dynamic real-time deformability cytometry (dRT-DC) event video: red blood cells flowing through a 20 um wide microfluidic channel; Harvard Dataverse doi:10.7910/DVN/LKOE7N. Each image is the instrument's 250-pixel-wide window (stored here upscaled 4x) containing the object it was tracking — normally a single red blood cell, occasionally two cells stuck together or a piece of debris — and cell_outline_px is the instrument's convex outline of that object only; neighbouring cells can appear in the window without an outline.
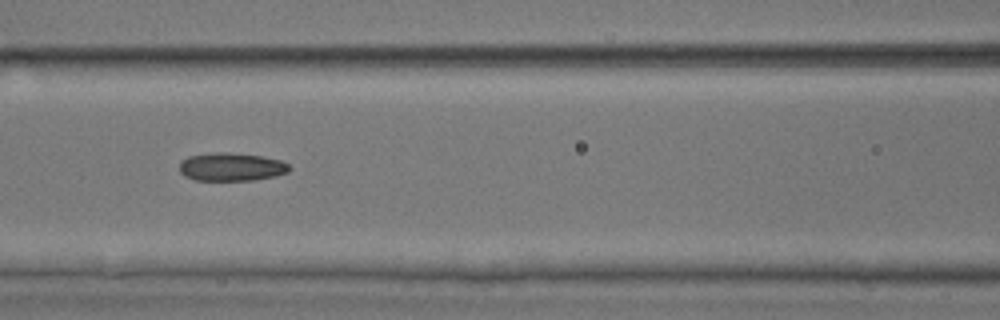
{"species": "common noctule bat (a hibernating species)", "species_latin": "Nyctalus noctula", "temperature_condition": "room temperature", "stored_images_in_passage": 7, "camera_frame_rate_fps": 3000, "um_per_image_px": 0.085, "animal": {"sex": "male", "body_mass_g": 17.9, "forearm_length_mm": 54.2}, "frame": {"image": 1, "passage_image": 4, "time_ms": 3.333, "image_size_px": [1000, 320], "cell_outline_px": [[292, 168], [288, 172], [276, 176], [252, 180], [196, 180], [184, 176], [180, 172], [180, 160], [188, 156], [216, 152], [228, 152], [260, 156], [280, 160], [288, 164]], "centroid_in_image_um": [19.66, 14.18], "position_along_channel_um": 146.9, "area_um2": 18.09}}